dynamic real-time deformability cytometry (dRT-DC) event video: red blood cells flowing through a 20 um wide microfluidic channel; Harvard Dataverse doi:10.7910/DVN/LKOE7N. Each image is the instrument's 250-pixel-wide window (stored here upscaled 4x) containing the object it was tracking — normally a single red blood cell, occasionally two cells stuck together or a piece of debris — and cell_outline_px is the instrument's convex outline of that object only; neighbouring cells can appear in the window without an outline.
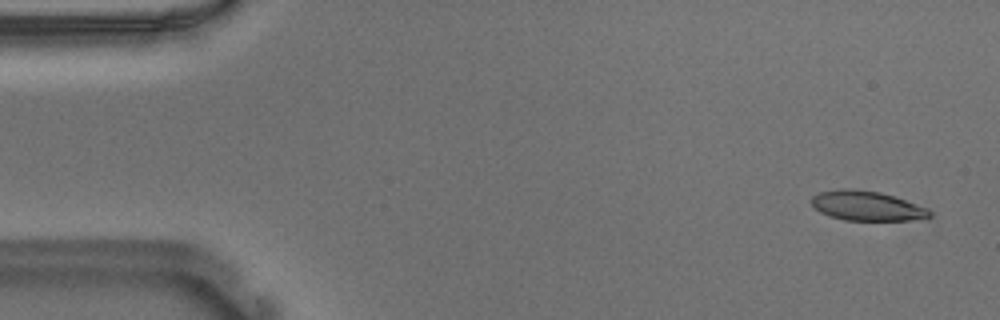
{"species": "Egyptian fruit bat (a non-hibernating species)", "species_latin": "Rousettus aegyptiacus", "temperature_condition": "warm", "stored_images_in_passage": 55, "camera_frame_rate_fps": 3000, "um_per_image_px": 0.085, "animal": {"sex": "male"}, "frame": {"image": 1, "passage_image": 3, "time_ms": 0.667, "image_size_px": [1000, 320], "cell_outline_px": [[932, 216], [924, 220], [844, 220], [820, 212], [812, 204], [812, 196], [820, 192], [840, 188], [848, 188], [880, 192], [928, 208], [932, 212]], "centroid_in_image_um": [73.72, 17.5], "position_along_channel_um": 11.3, "area_um2": 20.35}}
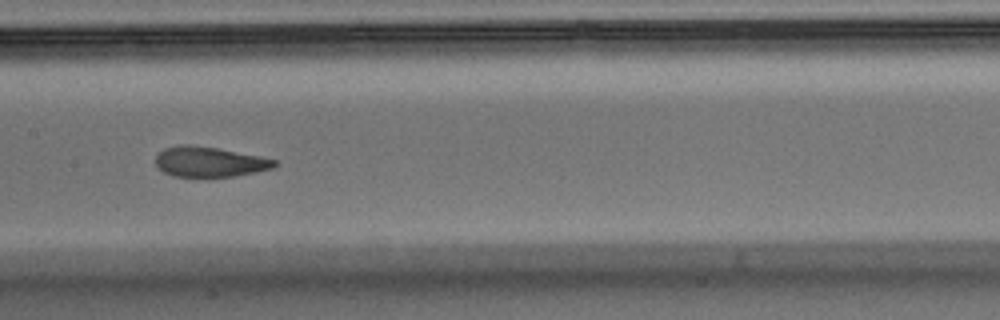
{"frame": {"image": 2, "passage_image": 27, "time_ms": 8.667, "image_size_px": [1000, 320], "cell_outline_px": [[280, 164], [272, 168], [256, 172], [236, 176], [172, 176], [164, 172], [156, 164], [156, 156], [164, 148], [180, 144], [188, 144], [216, 148], [260, 156], [276, 160]], "centroid_in_image_um": [17.82, 13.75], "position_along_channel_um": 189.6, "area_um2": 20.75}}
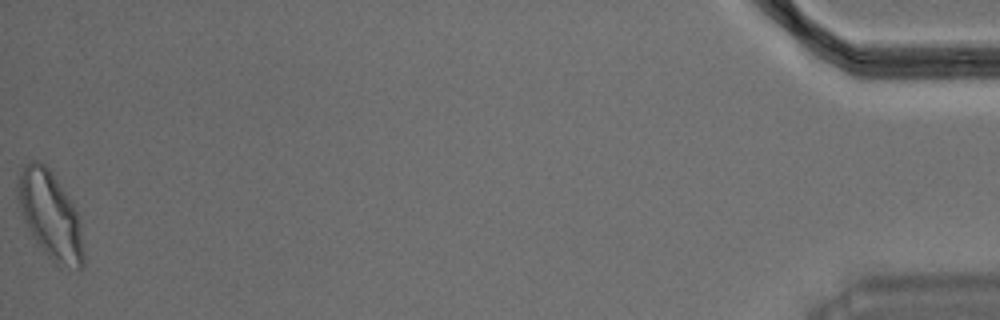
{"frame": {"image": 3, "passage_image": 55, "time_ms": 18.0, "image_size_px": [1000, 320], "cell_outline_px": [[84, 264], [80, 268], [60, 268], [44, 252], [28, 228], [24, 220], [16, 196], [16, 184], [24, 164], [32, 160], [40, 160], [52, 172], [72, 200], [80, 224], [84, 252]], "centroid_in_image_um": [4.27, 18.28], "position_along_channel_um": 430.9, "area_um2": 33.64}, "authors_computed_cell_mechanics": {"area_um2": 22.0796, "velocity_mm_per_s": 3.6664, "shape_relaxation_time_tau1_ms": 3.7544, "shape_relaxation_time_tau2_ms": 1.0166, "deformation_change_tau1": 0.1818, "deformation_change_tau2": 0.0869}}